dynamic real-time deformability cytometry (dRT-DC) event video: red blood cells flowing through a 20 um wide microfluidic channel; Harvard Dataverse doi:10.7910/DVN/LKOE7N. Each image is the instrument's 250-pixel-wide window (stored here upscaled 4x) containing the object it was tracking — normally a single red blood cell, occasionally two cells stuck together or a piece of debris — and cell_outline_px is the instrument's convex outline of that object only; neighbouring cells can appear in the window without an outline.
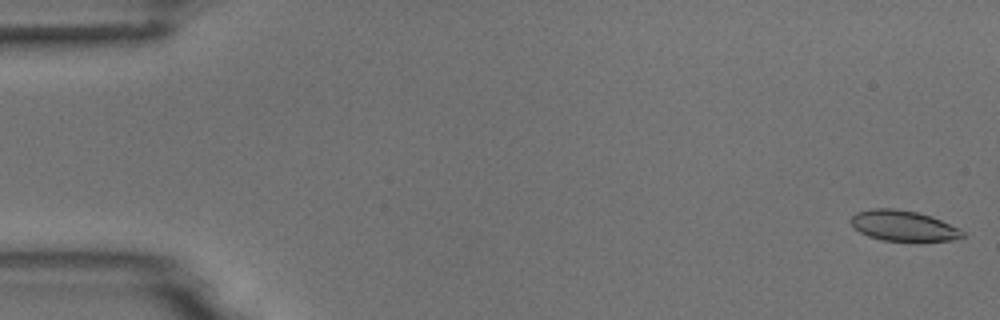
{"species": "common noctule bat (a hibernating species)", "species_latin": "Nyctalus noctula", "temperature_condition": "room temperature", "stored_images_in_passage": 54, "camera_frame_rate_fps": 3000, "um_per_image_px": 0.085, "animal": {"sex": "male", "body_mass_g": 18.8}, "frame": {"image": 1, "passage_image": 1, "time_ms": 0.0, "image_size_px": [1000, 320], "cell_outline_px": [[964, 236], [952, 240], [880, 240], [868, 236], [860, 232], [852, 224], [852, 216], [856, 212], [872, 208], [892, 208], [916, 212], [932, 216], [960, 228], [964, 232]], "centroid_in_image_um": [76.79, 19.17], "position_along_channel_um": 8.2, "area_um2": 19.59}}
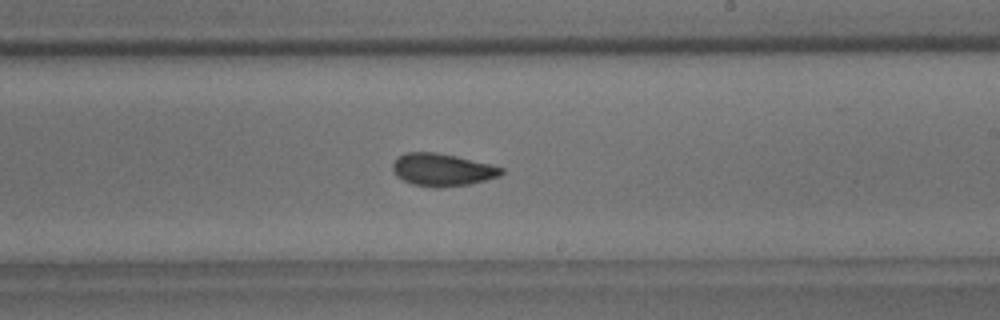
{"frame": {"image": 2, "passage_image": 32, "time_ms": 10.333, "image_size_px": [1000, 320], "cell_outline_px": [[504, 172], [500, 176], [468, 184], [440, 188], [436, 188], [412, 184], [396, 176], [392, 168], [392, 164], [404, 152], [436, 152], [456, 156], [492, 164], [504, 168]], "centroid_in_image_um": [37.6, 14.43], "position_along_channel_um": 251.4, "area_um2": 20.63}}
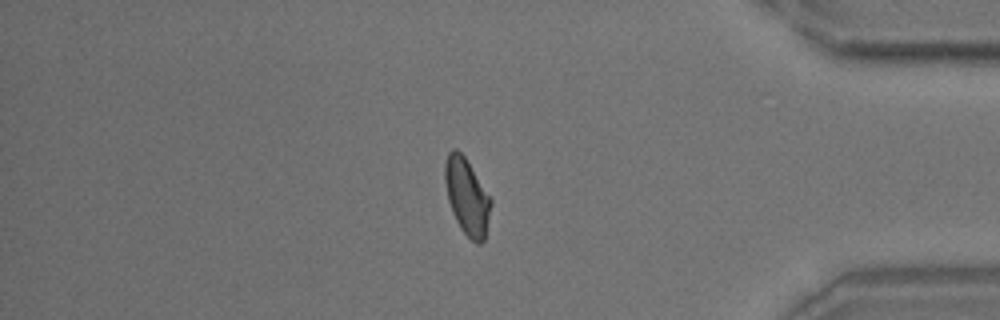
{"frame": {"image": 3, "passage_image": 46, "time_ms": 15.0, "image_size_px": [1000, 320], "cell_outline_px": [[492, 204], [484, 240], [480, 244], [476, 244], [460, 228], [452, 212], [448, 200], [444, 180], [444, 164], [448, 152], [452, 148], [456, 148], [464, 156], [492, 196]], "centroid_in_image_um": [39.7, 16.68], "position_along_channel_um": 395.5, "area_um2": 20.75}, "authors_computed_cell_mechanics": {"area_um2": 20.4612, "velocity_mm_per_s": 3.718, "shape_relaxation_time_tau1_ms": 6.6694, "shape_relaxation_time_tau2_ms": 2.0354, "deformation_change_tau1": 0.1499, "deformation_change_tau2": 0.0759}}